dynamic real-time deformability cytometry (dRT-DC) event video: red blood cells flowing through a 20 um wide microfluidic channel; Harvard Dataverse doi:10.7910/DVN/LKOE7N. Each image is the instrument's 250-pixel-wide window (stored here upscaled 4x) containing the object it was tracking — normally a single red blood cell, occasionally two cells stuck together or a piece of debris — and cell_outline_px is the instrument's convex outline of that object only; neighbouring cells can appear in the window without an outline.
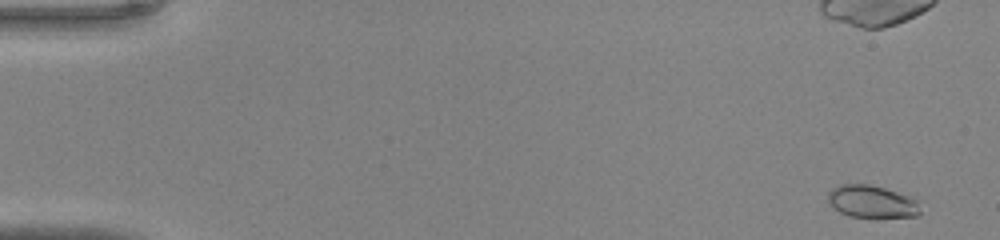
{"species": "common noctule bat (a hibernating species)", "species_latin": "Nyctalus noctula", "temperature_condition": "warm", "stored_images_in_passage": 40, "camera_frame_rate_fps": 3000, "um_per_image_px": 0.085, "animal": {"sex": "male", "body_mass_g": 20.0, "forearm_length_mm": 53.3}, "frame": {"image": 1, "passage_image": 1, "time_ms": 0.0, "image_size_px": [1000, 240], "cell_outline_px": [[920, 212], [916, 216], [852, 216], [840, 212], [828, 200], [828, 192], [832, 188], [840, 184], [868, 184], [884, 188], [908, 196], [916, 200]], "centroid_in_image_um": [74.07, 17.11], "position_along_channel_um": 10.9, "area_um2": 16.82}}